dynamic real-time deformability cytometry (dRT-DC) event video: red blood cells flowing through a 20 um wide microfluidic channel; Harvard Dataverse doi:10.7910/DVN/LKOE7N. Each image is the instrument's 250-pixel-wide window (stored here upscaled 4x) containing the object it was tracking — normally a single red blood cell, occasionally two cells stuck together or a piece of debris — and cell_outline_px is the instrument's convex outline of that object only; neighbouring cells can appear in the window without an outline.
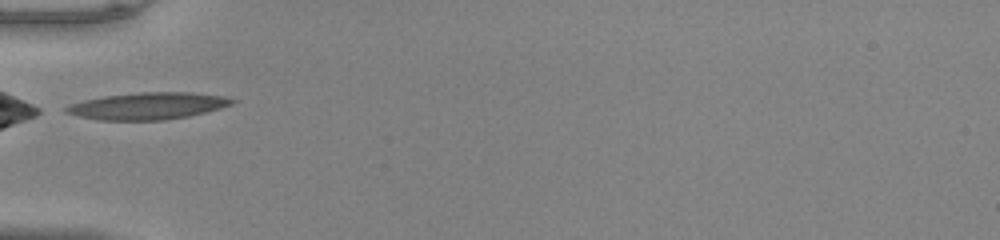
{"species": "common noctule bat (a hibernating species)", "species_latin": "Nyctalus noctula", "temperature_condition": "warm", "stored_images_in_passage": 26, "camera_frame_rate_fps": 3000, "um_per_image_px": 0.085, "animal": {"sex": "male", "body_mass_g": 20.0, "forearm_length_mm": 53.3}, "frame": {"image": 1, "passage_image": 1, "time_ms": 0.0, "image_size_px": [1000, 240], "cell_outline_px": [[236, 100], [232, 104], [220, 108], [188, 116], [164, 120], [96, 120], [64, 112], [64, 108], [72, 104], [84, 100], [104, 96], [140, 92], [192, 92], [228, 96]], "centroid_in_image_um": [12.59, 9.0], "position_along_channel_um": 72.4, "area_um2": 26.01}}
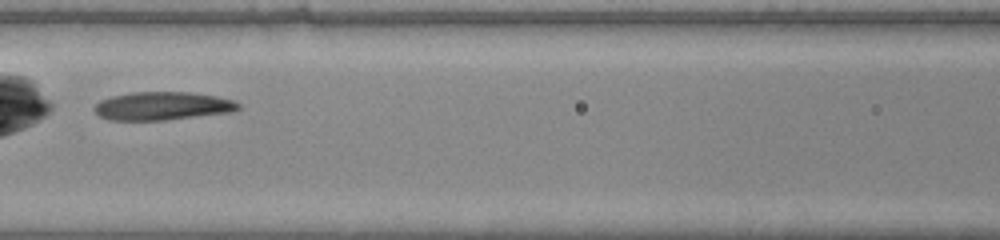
{"frame": {"image": 2, "passage_image": 7, "time_ms": 2.0, "image_size_px": [1000, 240], "cell_outline_px": [[240, 108], [232, 112], [164, 120], [108, 120], [100, 116], [92, 108], [100, 100], [112, 96], [132, 92], [188, 92], [216, 96], [232, 100], [240, 104]], "centroid_in_image_um": [13.79, 9.01], "position_along_channel_um": 152.8, "area_um2": 23.64}}
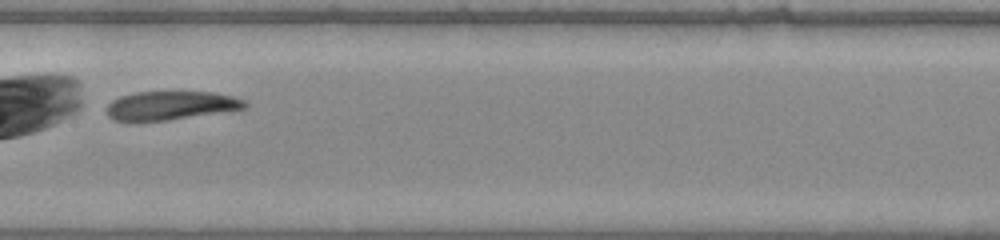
{"frame": {"image": 3, "passage_image": 10, "time_ms": 3.0, "image_size_px": [1000, 240], "cell_outline_px": [[248, 108], [168, 120], [116, 120], [108, 116], [108, 104], [112, 100], [120, 96], [136, 92], [212, 92], [232, 96], [244, 100], [248, 104]], "centroid_in_image_um": [14.56, 8.95], "position_along_channel_um": 192.8, "area_um2": 22.77}}